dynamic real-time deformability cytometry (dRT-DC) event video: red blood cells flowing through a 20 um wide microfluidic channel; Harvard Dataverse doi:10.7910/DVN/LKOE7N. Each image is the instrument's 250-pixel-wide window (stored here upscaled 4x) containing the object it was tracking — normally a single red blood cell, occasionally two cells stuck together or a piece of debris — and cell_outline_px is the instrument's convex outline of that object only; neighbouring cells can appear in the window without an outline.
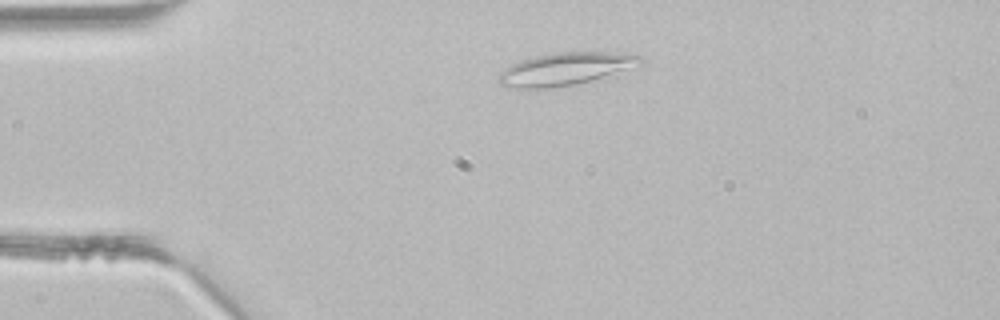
{"species": "common noctule bat (a hibernating species)", "species_latin": "Nyctalus noctula", "temperature_condition": "room temperature", "stored_images_in_passage": 2, "camera_frame_rate_fps": 3000, "um_per_image_px": 0.085, "animal": {"sex": "male", "body_mass_g": 21.5, "forearm_length_mm": 52.0}, "frame": {"image": 1, "passage_image": 1, "time_ms": 0.0, "image_size_px": [1000, 320], "cell_outline_px": [[644, 60], [616, 76], [576, 84], [552, 88], [508, 88], [500, 84], [496, 80], [500, 72], [504, 68], [520, 60], [536, 56], [556, 52], [608, 52], [644, 56]], "centroid_in_image_um": [48.06, 5.88], "position_along_channel_um": 36.9, "area_um2": 27.4}}